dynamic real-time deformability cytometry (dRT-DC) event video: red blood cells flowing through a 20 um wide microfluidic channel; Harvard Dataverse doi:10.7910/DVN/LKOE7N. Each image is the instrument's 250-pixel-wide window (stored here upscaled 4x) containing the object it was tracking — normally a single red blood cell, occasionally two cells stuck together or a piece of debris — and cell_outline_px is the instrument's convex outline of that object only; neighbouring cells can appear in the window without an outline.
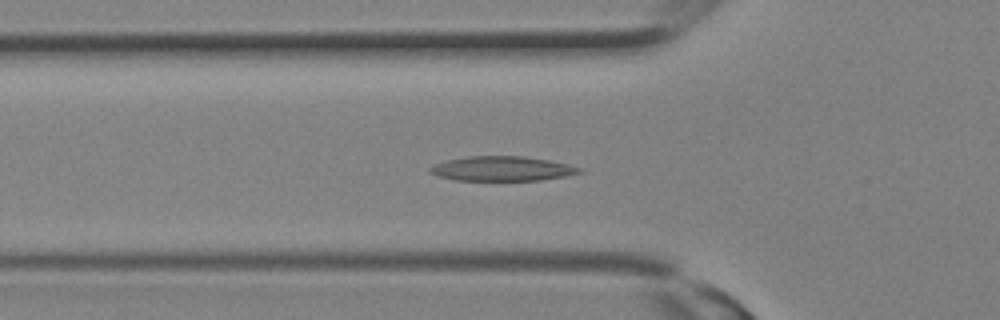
{"species": "Egyptian fruit bat (a non-hibernating species)", "species_latin": "Rousettus aegyptiacus", "temperature_condition": "room temperature", "stored_images_in_passage": 15, "camera_frame_rate_fps": 3000, "um_per_image_px": 0.085, "animal": {"sex": "female"}, "frame": {"image": 1, "passage_image": 9, "time_ms": 2.667, "image_size_px": [1000, 320], "cell_outline_px": [[584, 172], [564, 176], [540, 180], [456, 180], [440, 176], [428, 172], [428, 168], [436, 164], [448, 160], [468, 156], [524, 156], [548, 160], [568, 164], [584, 168]], "centroid_in_image_um": [42.72, 14.33], "position_along_channel_um": 83.1, "area_um2": 21.33}}
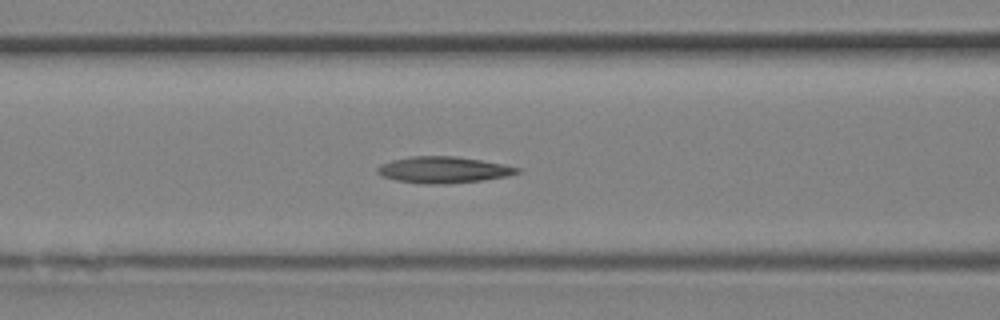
{"frame": {"image": 2, "passage_image": 11, "time_ms": 3.333, "image_size_px": [1000, 320], "cell_outline_px": [[520, 172], [508, 176], [484, 180], [448, 184], [424, 184], [396, 180], [380, 176], [376, 172], [376, 168], [380, 164], [392, 160], [412, 156], [456, 156], [504, 164], [520, 168]], "centroid_in_image_um": [37.67, 14.44], "position_along_channel_um": 128.9, "area_um2": 21.68}}
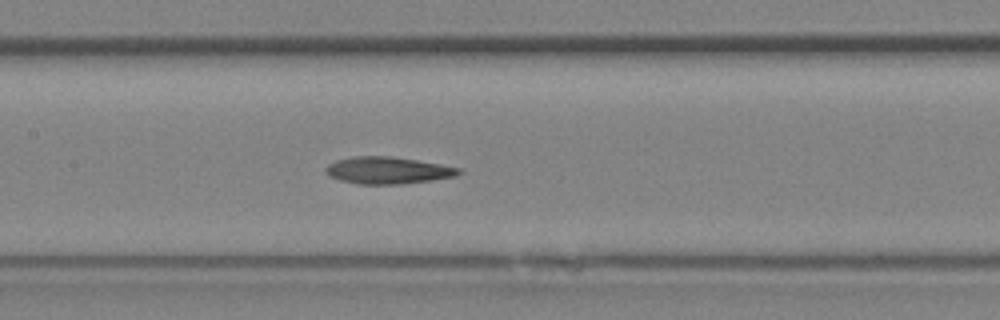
{"frame": {"image": 3, "passage_image": 13, "time_ms": 4.0, "image_size_px": [1000, 320], "cell_outline_px": [[464, 172], [456, 176], [432, 180], [400, 184], [356, 184], [340, 180], [324, 172], [324, 168], [328, 164], [336, 160], [356, 156], [392, 156], [464, 168]], "centroid_in_image_um": [33.0, 14.48], "position_along_channel_um": 174.4, "area_um2": 21.04}}